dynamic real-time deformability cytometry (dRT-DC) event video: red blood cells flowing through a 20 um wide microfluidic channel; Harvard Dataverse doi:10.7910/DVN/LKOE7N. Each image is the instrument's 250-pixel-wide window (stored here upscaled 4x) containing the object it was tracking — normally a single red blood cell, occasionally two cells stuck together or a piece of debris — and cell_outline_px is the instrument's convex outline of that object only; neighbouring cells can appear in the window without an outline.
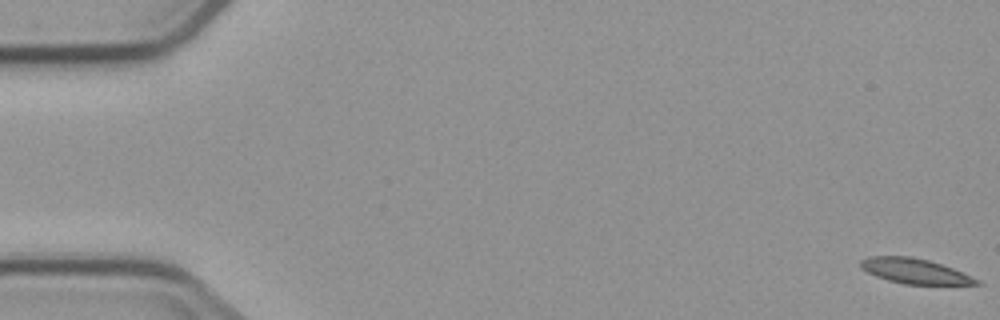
{"species": "common noctule bat (a hibernating species)", "species_latin": "Nyctalus noctula", "temperature_condition": "cold", "stored_images_in_passage": 5, "camera_frame_rate_fps": 3000, "um_per_image_px": 0.085, "animal": {"sex": "male", "body_mass_g": 23.1, "forearm_length_mm": 52.7}, "frame": {"image": 1, "passage_image": 1, "time_ms": 0.0, "image_size_px": [1000, 320], "cell_outline_px": [[984, 284], [904, 284], [888, 280], [876, 276], [860, 268], [860, 260], [868, 256], [912, 256], [928, 260], [952, 268], [980, 280]], "centroid_in_image_um": [77.72, 23.03], "position_along_channel_um": 7.3, "area_um2": 16.82}}